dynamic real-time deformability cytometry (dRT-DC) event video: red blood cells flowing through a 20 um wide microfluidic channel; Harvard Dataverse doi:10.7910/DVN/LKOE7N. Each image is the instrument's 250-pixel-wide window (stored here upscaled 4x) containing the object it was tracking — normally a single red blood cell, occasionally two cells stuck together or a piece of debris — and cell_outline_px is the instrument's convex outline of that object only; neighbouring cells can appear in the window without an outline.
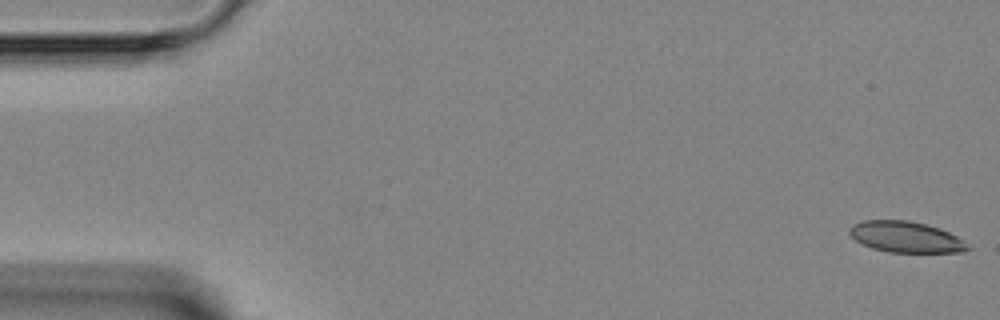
{"species": "Egyptian fruit bat (a non-hibernating species)", "species_latin": "Rousettus aegyptiacus", "temperature_condition": "room temperature", "stored_images_in_passage": 5, "camera_frame_rate_fps": 3000, "um_per_image_px": 0.085, "animal": {"sex": "female"}, "frame": {"image": 1, "passage_image": 1, "time_ms": 0.0, "image_size_px": [1000, 320], "cell_outline_px": [[972, 248], [964, 252], [888, 252], [872, 248], [860, 244], [848, 232], [848, 228], [852, 224], [864, 220], [908, 220], [940, 228], [956, 236]], "centroid_in_image_um": [76.96, 20.14], "position_along_channel_um": 8.0, "area_um2": 21.39}}